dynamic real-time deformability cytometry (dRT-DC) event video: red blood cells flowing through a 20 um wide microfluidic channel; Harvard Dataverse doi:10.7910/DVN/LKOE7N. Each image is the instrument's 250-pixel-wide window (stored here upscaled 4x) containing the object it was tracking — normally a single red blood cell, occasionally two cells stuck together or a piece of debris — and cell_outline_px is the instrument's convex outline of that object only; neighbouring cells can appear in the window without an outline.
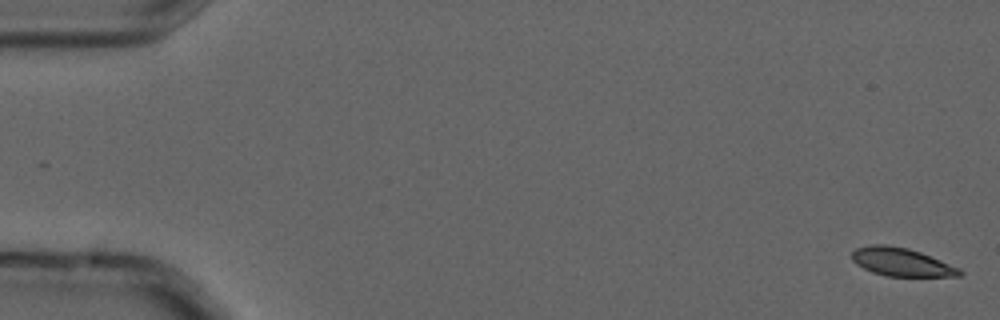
{"species": "common noctule bat (a hibernating species)", "species_latin": "Nyctalus noctula", "temperature_condition": "cold", "stored_images_in_passage": 6, "segment_of_instrument_passage": [1, 2], "camera_frame_rate_fps": 3000, "um_per_image_px": 0.085, "animal": {"sex": "male", "forearm_length_mm": 52.5}, "frame": {"image": 1, "passage_image": 1, "time_ms": 0.0, "image_size_px": [1000, 320], "cell_outline_px": [[964, 272], [960, 276], [888, 276], [872, 272], [856, 264], [852, 260], [852, 252], [856, 248], [872, 244], [884, 244], [908, 248], [920, 252], [960, 268]], "centroid_in_image_um": [76.62, 22.27], "position_along_channel_um": 8.4, "area_um2": 17.63}}
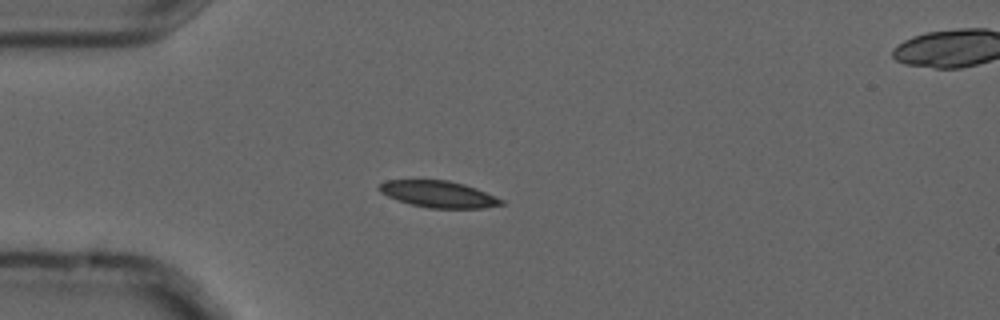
{"frame": {"image": 2, "passage_image": 5, "time_ms": 1.333, "image_size_px": [1000, 320], "cell_outline_px": [[504, 204], [484, 208], [428, 208], [412, 204], [388, 196], [380, 192], [376, 188], [380, 184], [388, 180], [448, 180], [464, 184], [476, 188], [504, 200]], "centroid_in_image_um": [37.28, 16.5], "position_along_channel_um": 47.7, "area_um2": 18.79}}